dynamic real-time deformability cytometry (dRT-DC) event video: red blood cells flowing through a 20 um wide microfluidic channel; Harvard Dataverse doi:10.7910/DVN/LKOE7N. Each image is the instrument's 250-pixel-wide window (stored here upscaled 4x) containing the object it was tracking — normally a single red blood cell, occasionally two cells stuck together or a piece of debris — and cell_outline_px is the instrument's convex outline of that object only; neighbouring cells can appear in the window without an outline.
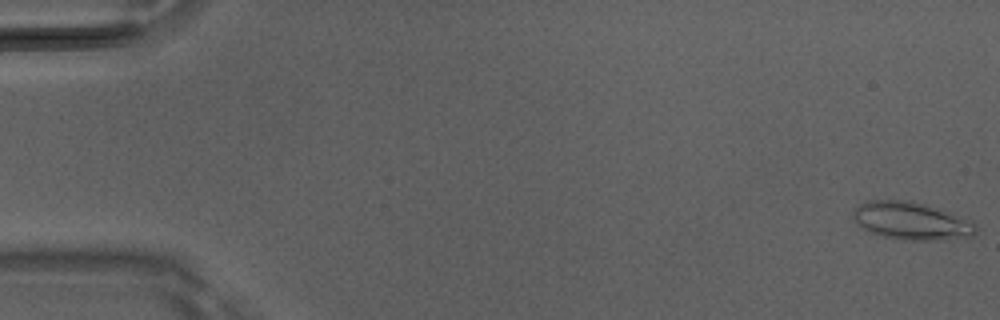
{"species": "Egyptian fruit bat (a non-hibernating species)", "species_latin": "Rousettus aegyptiacus", "temperature_condition": "room temperature", "stored_images_in_passage": 50, "camera_frame_rate_fps": 3000, "um_per_image_px": 0.085, "animal": {"sex": "male"}, "frame": {"image": 1, "passage_image": 1, "time_ms": 0.0, "image_size_px": [1000, 320], "cell_outline_px": [[976, 232], [972, 236], [944, 240], [904, 240], [884, 236], [872, 232], [864, 228], [852, 216], [852, 212], [860, 204], [868, 200], [904, 200], [924, 204], [972, 220], [976, 224]], "centroid_in_image_um": [77.5, 18.78], "position_along_channel_um": 7.5, "area_um2": 26.65}}
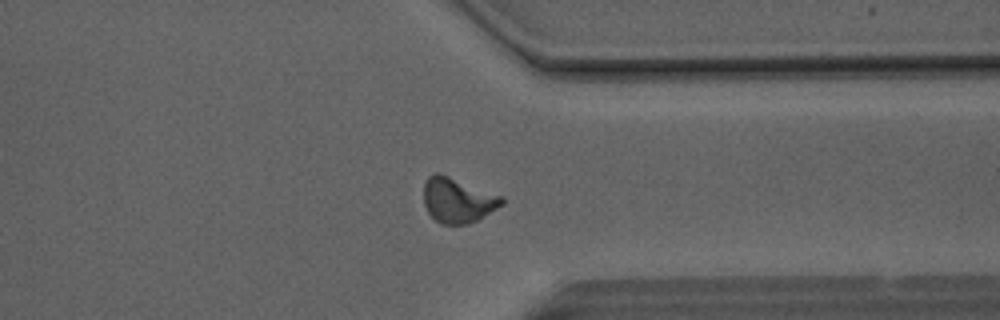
{"frame": {"image": 2, "passage_image": 39, "time_ms": 12.667, "image_size_px": [1000, 320], "cell_outline_px": [[504, 204], [476, 220], [468, 224], [440, 224], [428, 212], [424, 204], [424, 184], [428, 176], [436, 172], [440, 172], [504, 196]], "centroid_in_image_um": [38.91, 16.99], "position_along_channel_um": 372.5, "area_um2": 20.63}}
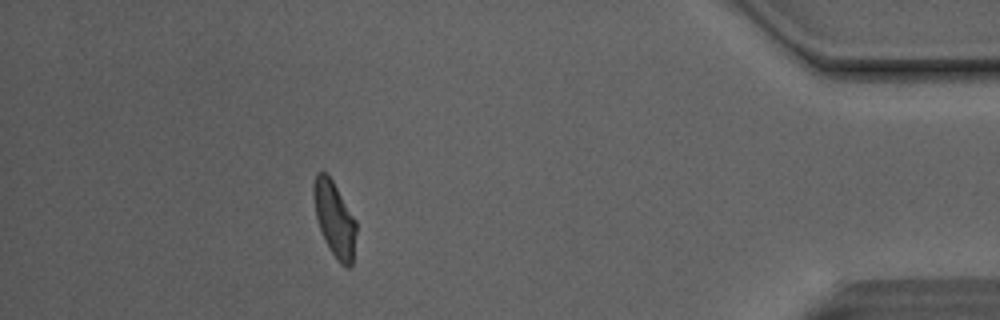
{"frame": {"image": 3, "passage_image": 45, "time_ms": 14.667, "image_size_px": [1000, 320], "cell_outline_px": [[356, 232], [352, 264], [348, 268], [344, 268], [336, 260], [324, 240], [316, 216], [312, 196], [312, 188], [316, 172], [324, 172], [332, 180], [356, 220]], "centroid_in_image_um": [28.42, 18.64], "position_along_channel_um": 406.8, "area_um2": 18.67}, "authors_computed_cell_mechanics": {"area_um2": 19.8254, "velocity_mm_per_s": 4.1279, "shape_relaxation_time_tau1_ms": 6.5338, "shape_relaxation_time_tau2_ms": 2.0529, "deformation_change_tau1": 0.1949, "deformation_change_tau2": 0.0984}}